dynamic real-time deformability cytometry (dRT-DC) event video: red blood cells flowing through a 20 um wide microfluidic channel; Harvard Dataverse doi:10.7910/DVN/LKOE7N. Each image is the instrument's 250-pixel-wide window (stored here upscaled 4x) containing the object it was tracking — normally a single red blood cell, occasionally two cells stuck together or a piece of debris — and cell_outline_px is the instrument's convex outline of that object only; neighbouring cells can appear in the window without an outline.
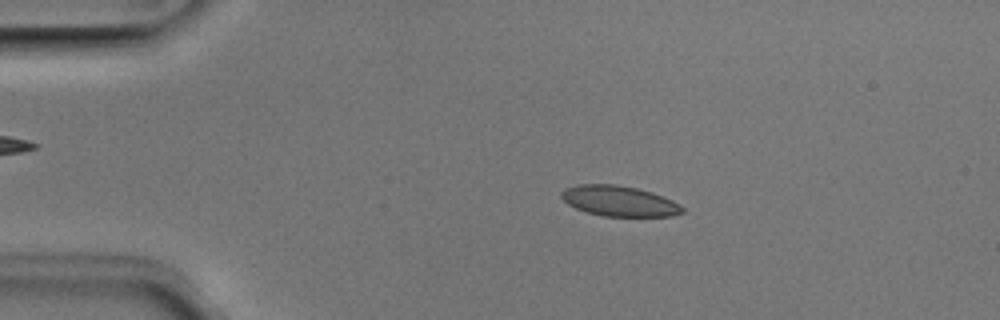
{"species": "Egyptian fruit bat (a non-hibernating species)", "species_latin": "Rousettus aegyptiacus", "temperature_condition": "room temperature", "stored_images_in_passage": 50, "camera_frame_rate_fps": 3000, "um_per_image_px": 0.085, "animal": {"sex": "male"}, "frame": {"image": 1, "passage_image": 9, "time_ms": 2.667, "image_size_px": [1000, 320], "cell_outline_px": [[684, 212], [672, 216], [604, 216], [588, 212], [576, 208], [568, 204], [560, 196], [560, 192], [564, 188], [576, 184], [616, 184], [636, 188], [652, 192], [672, 200], [680, 204], [684, 208]], "centroid_in_image_um": [52.62, 17.08], "position_along_channel_um": 32.4, "area_um2": 21.5}}
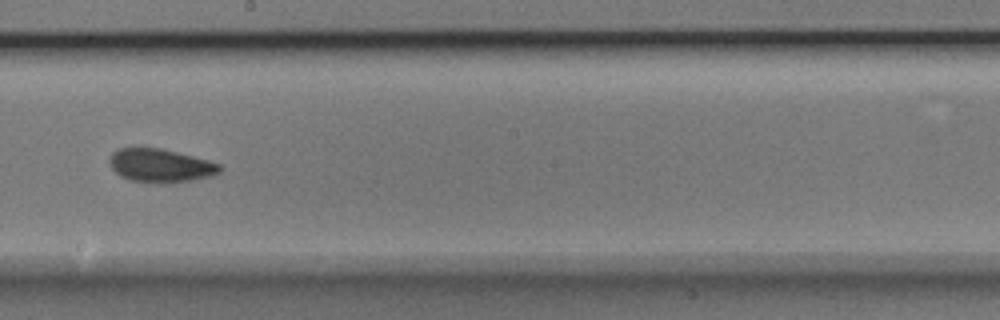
{"frame": {"image": 2, "passage_image": 28, "time_ms": 9.0, "image_size_px": [1000, 320], "cell_outline_px": [[224, 168], [220, 172], [212, 176], [192, 180], [168, 184], [160, 184], [128, 180], [120, 176], [112, 168], [108, 160], [108, 156], [116, 148], [160, 148], [208, 160], [220, 164]], "centroid_in_image_um": [13.63, 14.09], "position_along_channel_um": 234.6, "area_um2": 21.85}}
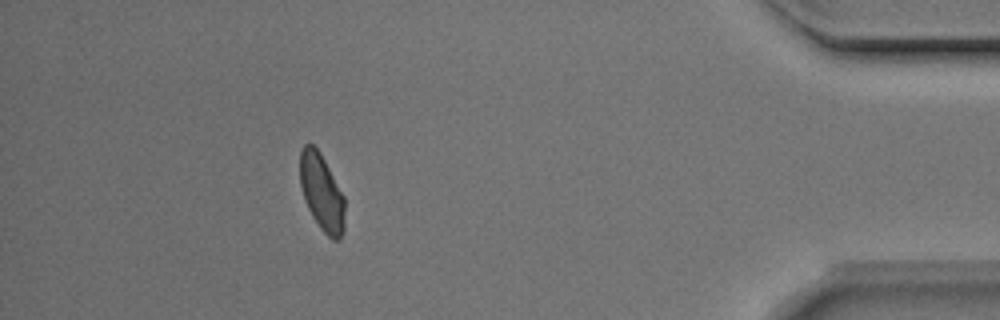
{"frame": {"image": 3, "passage_image": 45, "time_ms": 14.667, "image_size_px": [1000, 320], "cell_outline_px": [[344, 232], [336, 240], [332, 240], [320, 228], [312, 216], [304, 200], [300, 184], [300, 152], [304, 144], [312, 144], [320, 152], [344, 196]], "centroid_in_image_um": [27.34, 16.36], "position_along_channel_um": 407.9, "area_um2": 19.94}, "authors_computed_cell_mechanics": {"area_um2": 21.1837, "velocity_mm_per_s": 3.9621, "shape_relaxation_time_tau1_ms": 9.5099, "shape_relaxation_time_tau2_ms": 1.1113, "deformation_change_tau1": 0.1766, "deformation_change_tau2": 0.0499}}